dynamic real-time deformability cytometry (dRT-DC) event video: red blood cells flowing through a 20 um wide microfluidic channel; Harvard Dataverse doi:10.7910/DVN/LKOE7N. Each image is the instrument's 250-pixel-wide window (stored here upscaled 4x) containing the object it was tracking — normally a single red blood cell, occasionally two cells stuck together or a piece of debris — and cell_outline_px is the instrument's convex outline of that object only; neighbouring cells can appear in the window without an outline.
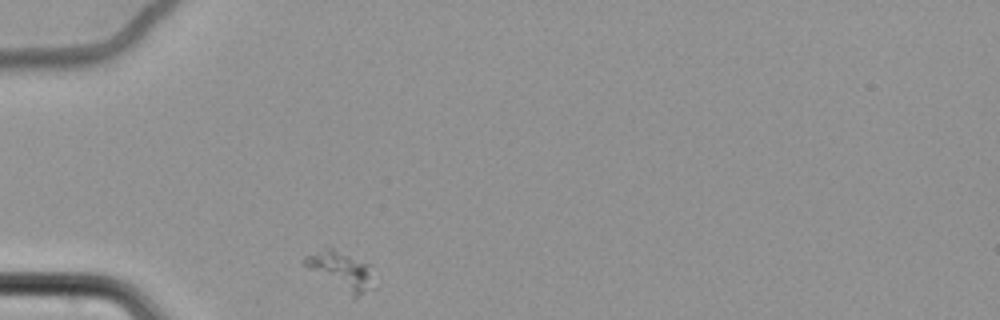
{"species": "common noctule bat (a hibernating species)", "species_latin": "Nyctalus noctula", "temperature_condition": "cold", "stored_images_in_passage": 33, "camera_frame_rate_fps": 3000, "um_per_image_px": 0.085, "animal": {"sex": "female", "body_mass_g": 22.7, "forearm_length_mm": 54.2}, "frame": {"image": 1, "passage_image": 1, "time_ms": 0.0, "image_size_px": [1000, 320], "cell_outline_px": [[376, 288], [356, 296], [352, 296], [308, 268], [304, 264], [304, 256], [328, 248], [332, 248], [372, 264]], "centroid_in_image_um": [29.11, 23.01], "position_along_channel_um": 55.9, "area_um2": 15.26}}
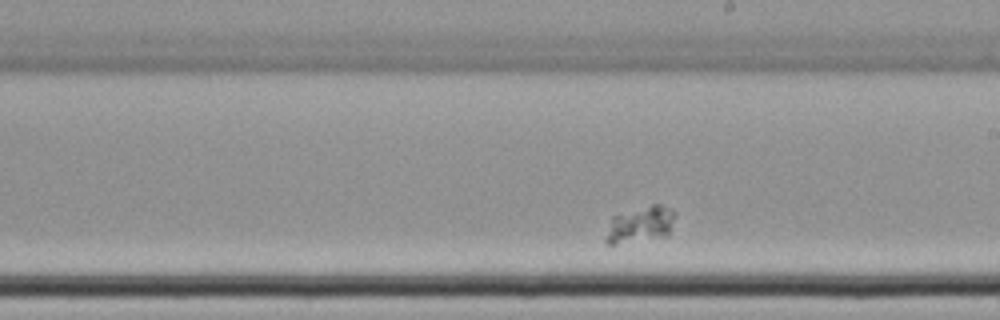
{"frame": {"image": 2, "passage_image": 19, "time_ms": 6.0, "image_size_px": [1000, 320], "cell_outline_px": [[676, 216], [668, 236], [616, 244], [608, 244], [604, 240], [612, 216], [652, 204], [660, 204], [672, 208], [676, 212]], "centroid_in_image_um": [54.47, 19.07], "position_along_channel_um": 234.5, "area_um2": 14.74}}
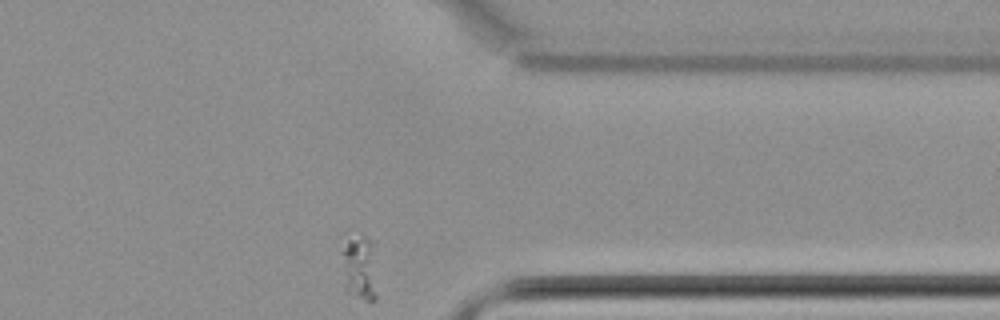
{"frame": {"image": 3, "passage_image": 33, "time_ms": 10.667, "image_size_px": [1000, 320], "cell_outline_px": [[376, 300], [368, 300], [348, 292], [340, 252], [348, 240], [364, 236], [376, 240]], "centroid_in_image_um": [30.64, 22.69], "position_along_channel_um": 380.8, "area_um2": 13.47}}